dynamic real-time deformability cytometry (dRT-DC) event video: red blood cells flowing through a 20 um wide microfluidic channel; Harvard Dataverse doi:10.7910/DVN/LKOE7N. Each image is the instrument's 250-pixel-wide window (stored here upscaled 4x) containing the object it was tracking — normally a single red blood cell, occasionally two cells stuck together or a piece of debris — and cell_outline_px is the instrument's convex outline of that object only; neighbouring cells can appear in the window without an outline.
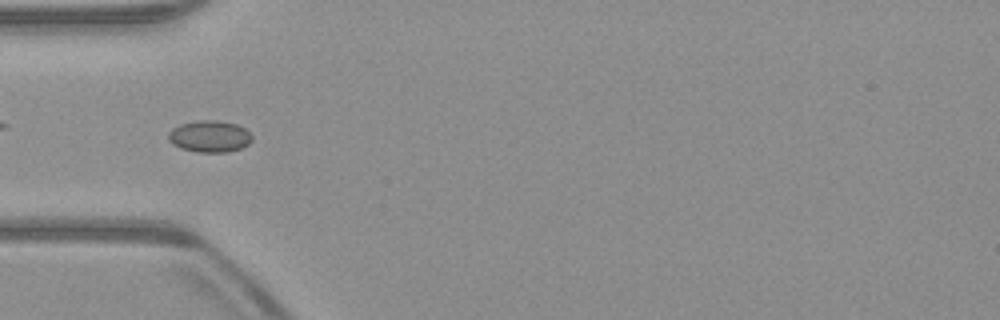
{"species": "common noctule bat (a hibernating species)", "species_latin": "Nyctalus noctula", "temperature_condition": "warm", "stored_images_in_passage": 53, "camera_frame_rate_fps": 3000, "um_per_image_px": 0.085, "animal": {"sex": "male", "body_mass_g": 23.1, "forearm_length_mm": 52.7}, "frame": {"image": 1, "passage_image": 17, "time_ms": 5.333, "image_size_px": [1000, 320], "cell_outline_px": [[252, 140], [248, 144], [240, 148], [228, 152], [196, 152], [180, 148], [172, 144], [168, 140], [168, 132], [172, 128], [180, 124], [196, 120], [216, 120], [236, 124], [244, 128], [252, 136]], "centroid_in_image_um": [17.78, 11.59], "position_along_channel_um": 67.2, "area_um2": 15.55}}
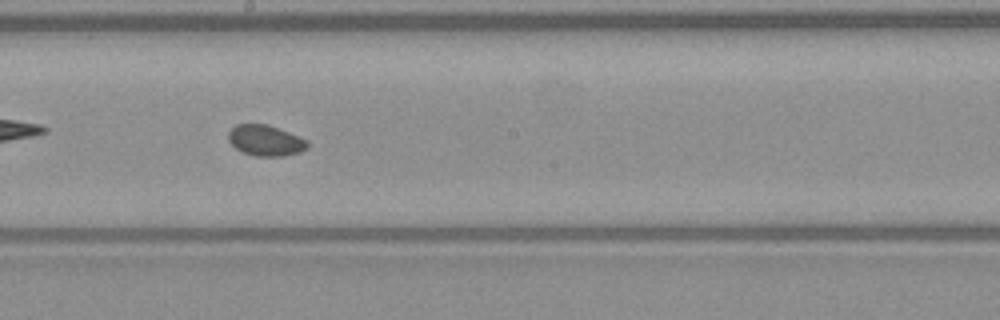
{"frame": {"image": 2, "passage_image": 29, "time_ms": 9.333, "image_size_px": [1000, 320], "cell_outline_px": [[308, 148], [300, 152], [284, 156], [256, 156], [244, 152], [236, 148], [228, 140], [228, 132], [236, 124], [268, 124], [308, 140]], "centroid_in_image_um": [22.58, 11.94], "position_along_channel_um": 225.6, "area_um2": 14.16}}
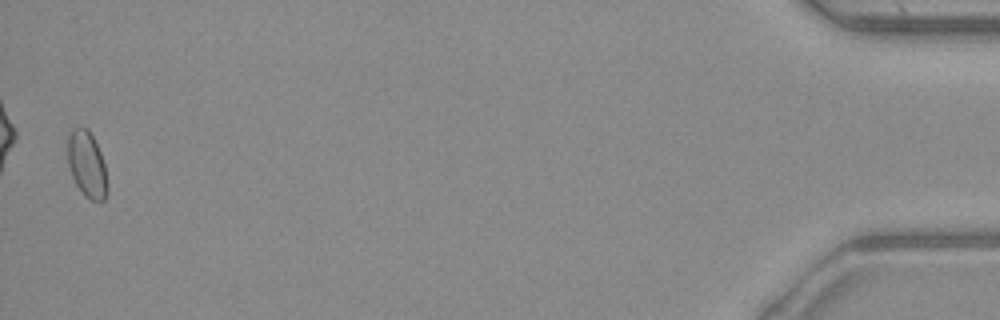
{"frame": {"image": 3, "passage_image": 52, "time_ms": 17.0, "image_size_px": [1000, 320], "cell_outline_px": [[108, 192], [104, 200], [92, 200], [84, 196], [76, 184], [72, 176], [68, 164], [68, 136], [72, 128], [88, 128], [100, 152], [104, 164], [108, 188]], "centroid_in_image_um": [7.39, 13.99], "position_along_channel_um": 427.8, "area_um2": 15.14}}